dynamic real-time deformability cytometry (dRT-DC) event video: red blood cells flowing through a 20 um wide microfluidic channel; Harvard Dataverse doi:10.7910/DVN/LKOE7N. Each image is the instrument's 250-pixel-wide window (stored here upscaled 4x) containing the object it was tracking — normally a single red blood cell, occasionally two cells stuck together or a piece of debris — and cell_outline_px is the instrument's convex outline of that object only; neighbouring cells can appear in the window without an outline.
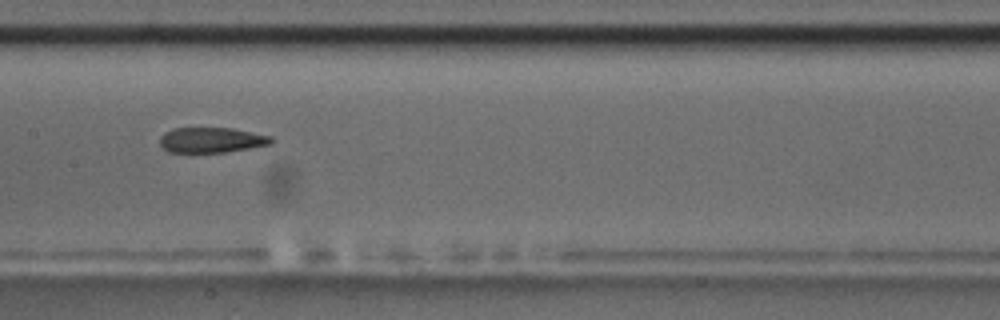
{"species": "common noctule bat (a hibernating species)", "species_latin": "Nyctalus noctula", "temperature_condition": "room temperature", "stored_images_in_passage": 12, "camera_frame_rate_fps": 3000, "um_per_image_px": 0.085, "animal": {"sex": "male", "body_mass_g": 17.5, "forearm_length_mm": 52.3}, "frame": {"image": 1, "passage_image": 9, "time_ms": 11.0, "image_size_px": [1000, 320], "cell_outline_px": [[276, 140], [272, 144], [224, 152], [168, 152], [160, 144], [160, 136], [164, 132], [172, 128], [232, 128], [272, 136]], "centroid_in_image_um": [17.99, 11.89], "position_along_channel_um": 189.4, "area_um2": 16.47}}